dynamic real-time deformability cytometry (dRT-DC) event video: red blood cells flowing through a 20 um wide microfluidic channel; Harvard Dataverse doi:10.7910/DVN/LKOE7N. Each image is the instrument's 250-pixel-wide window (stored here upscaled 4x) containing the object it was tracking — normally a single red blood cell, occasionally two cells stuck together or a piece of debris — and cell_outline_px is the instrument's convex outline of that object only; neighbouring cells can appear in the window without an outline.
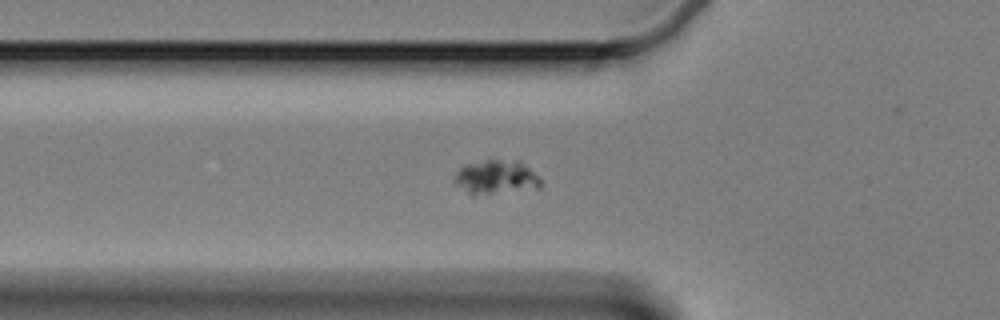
{"species": "Egyptian fruit bat (a non-hibernating species)", "species_latin": "Rousettus aegyptiacus", "temperature_condition": "cold", "stored_images_in_passage": 63, "camera_frame_rate_fps": 3000, "um_per_image_px": 0.085, "animal": {"sex": "female"}, "frame": {"image": 1, "passage_image": 22, "time_ms": 7.0, "image_size_px": [1000, 320], "cell_outline_px": [[544, 184], [540, 188], [472, 196], [456, 184], [452, 180], [456, 172], [464, 164], [488, 160], [520, 160]], "centroid_in_image_um": [42.14, 15.08], "position_along_channel_um": 83.7, "area_um2": 17.22}}
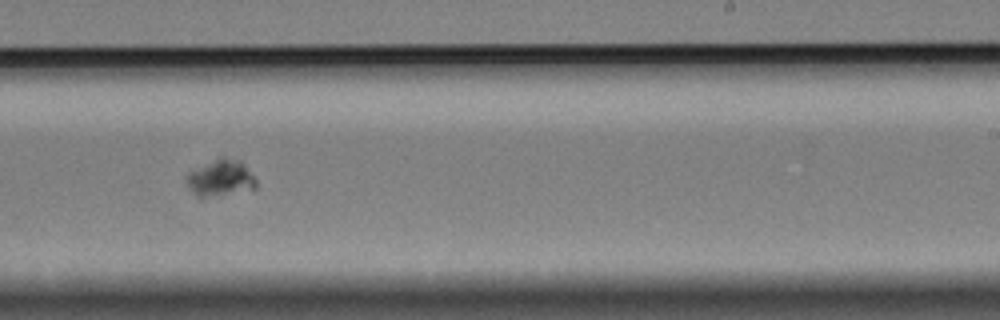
{"frame": {"image": 2, "passage_image": 39, "time_ms": 12.667, "image_size_px": [1000, 320], "cell_outline_px": [[256, 188], [204, 196], [196, 196], [188, 188], [184, 180], [188, 172], [220, 156], [224, 156], [240, 160], [244, 164], [256, 180]], "centroid_in_image_um": [18.7, 15.08], "position_along_channel_um": 270.3, "area_um2": 14.51}}
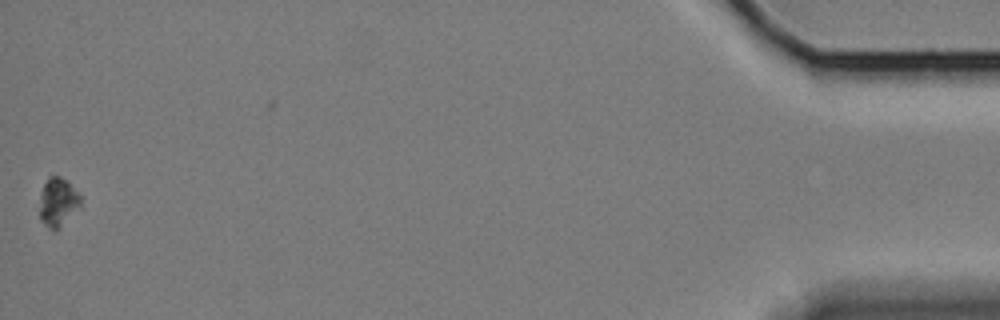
{"frame": {"image": 3, "passage_image": 62, "time_ms": 20.333, "image_size_px": [1000, 320], "cell_outline_px": [[80, 208], [60, 228], [48, 228], [40, 220], [40, 196], [44, 184], [48, 176], [60, 176], [68, 180], [80, 196]], "centroid_in_image_um": [4.93, 17.17], "position_along_channel_um": 430.3, "area_um2": 11.68}}